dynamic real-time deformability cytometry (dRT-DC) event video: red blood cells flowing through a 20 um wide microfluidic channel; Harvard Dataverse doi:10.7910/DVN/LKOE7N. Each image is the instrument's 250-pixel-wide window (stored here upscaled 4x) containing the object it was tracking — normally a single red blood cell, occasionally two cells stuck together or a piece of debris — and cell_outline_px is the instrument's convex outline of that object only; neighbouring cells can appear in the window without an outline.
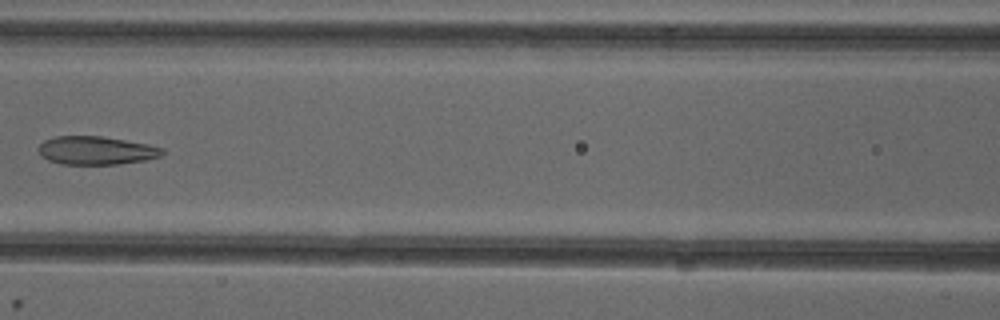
{"species": "common noctule bat (a hibernating species)", "species_latin": "Nyctalus noctula", "temperature_condition": "cold", "stored_images_in_passage": 6, "camera_frame_rate_fps": 3000, "um_per_image_px": 0.085, "animal": {"sex": "female"}, "frame": {"image": 1, "passage_image": 6, "time_ms": 6.667, "image_size_px": [1000, 320], "cell_outline_px": [[164, 152], [160, 156], [144, 160], [116, 164], [60, 164], [48, 160], [40, 156], [36, 148], [44, 140], [56, 136], [100, 136], [148, 144], [164, 148]], "centroid_in_image_um": [8.12, 12.79], "position_along_channel_um": 158.5, "area_um2": 20.46}}